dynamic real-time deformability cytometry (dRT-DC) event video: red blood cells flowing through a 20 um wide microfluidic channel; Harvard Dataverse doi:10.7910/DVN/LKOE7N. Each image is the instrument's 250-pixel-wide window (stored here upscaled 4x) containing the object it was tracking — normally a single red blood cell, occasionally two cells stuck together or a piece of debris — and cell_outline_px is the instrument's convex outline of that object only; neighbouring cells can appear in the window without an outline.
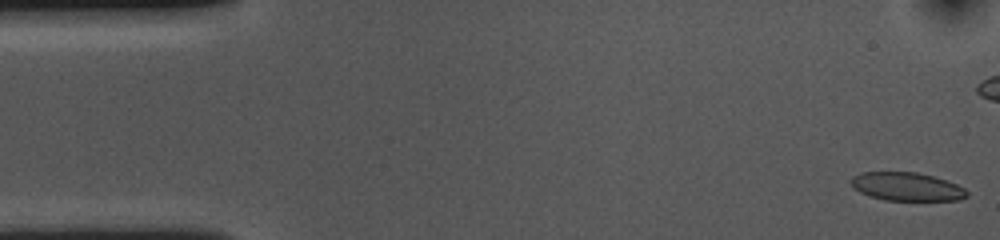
{"species": "common noctule bat (a hibernating species)", "species_latin": "Nyctalus noctula", "temperature_condition": "cold", "stored_images_in_passage": 43, "camera_frame_rate_fps": 3000, "um_per_image_px": 0.085, "animal": {"sex": "female", "body_mass_g": 10.0, "forearm_length_mm": 53.1}, "frame": {"image": 1, "passage_image": 1, "time_ms": 0.0, "image_size_px": [1000, 240], "cell_outline_px": [[968, 196], [960, 200], [884, 200], [868, 196], [860, 192], [852, 184], [852, 176], [860, 172], [916, 172], [932, 176], [956, 184], [964, 188], [968, 192]], "centroid_in_image_um": [77.08, 15.87], "position_along_channel_um": 7.9, "area_um2": 19.02}}
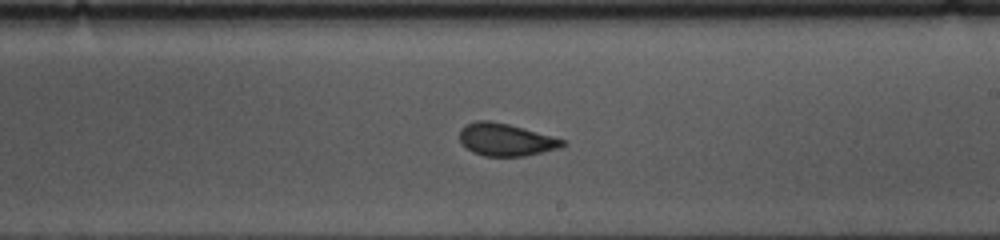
{"frame": {"image": 2, "passage_image": 30, "time_ms": 9.667, "image_size_px": [1000, 240], "cell_outline_px": [[568, 144], [560, 148], [524, 156], [484, 156], [472, 152], [460, 140], [460, 128], [476, 120], [488, 120], [508, 124], [564, 140]], "centroid_in_image_um": [42.99, 11.88], "position_along_channel_um": 246.0, "area_um2": 19.19}}
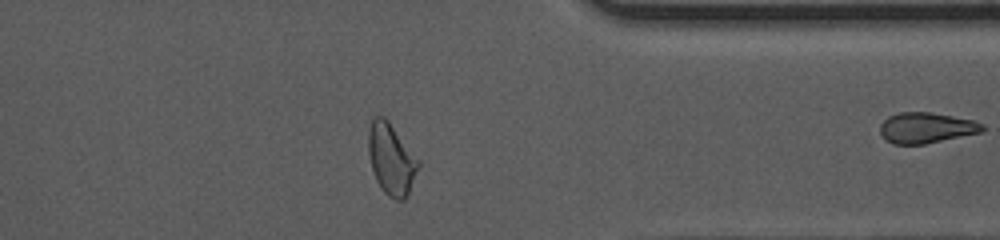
{"frame": {"image": 3, "passage_image": 42, "time_ms": 13.667, "image_size_px": [1000, 240], "cell_outline_px": [[420, 168], [408, 196], [404, 200], [396, 200], [388, 196], [380, 188], [376, 180], [372, 168], [368, 152], [368, 132], [372, 120], [376, 116], [384, 116], [388, 120], [420, 160]], "centroid_in_image_um": [33.29, 13.55], "position_along_channel_um": 378.1, "area_um2": 21.04}}